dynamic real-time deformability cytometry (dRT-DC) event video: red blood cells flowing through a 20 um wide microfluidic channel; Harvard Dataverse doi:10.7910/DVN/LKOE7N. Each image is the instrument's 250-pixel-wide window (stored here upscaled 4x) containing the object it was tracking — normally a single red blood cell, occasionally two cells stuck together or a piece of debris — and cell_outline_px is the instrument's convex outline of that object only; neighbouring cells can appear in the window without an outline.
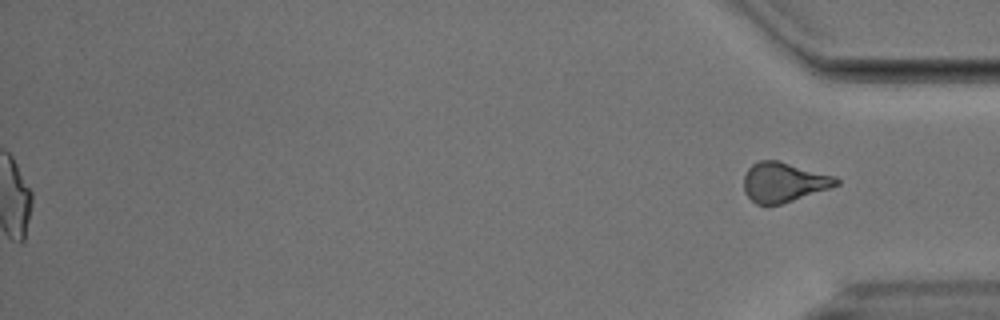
{"species": "Egyptian fruit bat (a non-hibernating species)", "species_latin": "Rousettus aegyptiacus", "temperature_condition": "cold", "stored_images_in_passage": 51, "segment_of_instrument_passage": [2, 2], "camera_frame_rate_fps": 3000, "um_per_image_px": 0.085, "animal": {"sex": "male"}, "frame": {"image": 1, "passage_image": 51, "time_ms": 16.667, "image_size_px": [1000, 320], "cell_outline_px": [[840, 184], [780, 204], [756, 204], [744, 192], [744, 176], [748, 168], [752, 164], [760, 160], [780, 160], [836, 176], [840, 180]], "centroid_in_image_um": [66.61, 15.45], "position_along_channel_um": 368.6, "area_um2": 21.27}}